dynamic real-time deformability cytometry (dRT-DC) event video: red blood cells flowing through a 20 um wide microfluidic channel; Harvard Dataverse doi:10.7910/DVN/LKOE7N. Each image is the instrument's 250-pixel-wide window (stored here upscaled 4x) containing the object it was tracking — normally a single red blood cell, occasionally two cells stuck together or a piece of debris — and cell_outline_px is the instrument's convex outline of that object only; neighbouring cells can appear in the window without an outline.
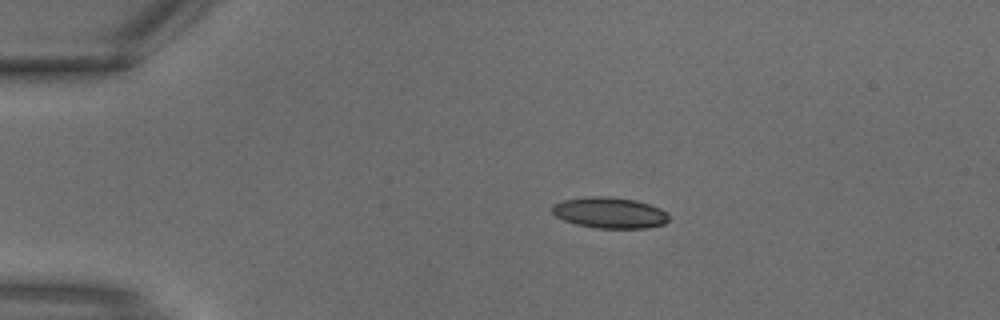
{"species": "common noctule bat (a hibernating species)", "species_latin": "Nyctalus noctula", "temperature_condition": "warm", "stored_images_in_passage": 2, "camera_frame_rate_fps": 3000, "um_per_image_px": 0.085, "animal": {"sex": "male", "body_mass_g": 18.8}, "frame": {"image": 1, "passage_image": 1, "time_ms": 0.0, "image_size_px": [1000, 320], "cell_outline_px": [[668, 220], [664, 224], [648, 228], [596, 228], [576, 224], [564, 220], [556, 216], [552, 212], [552, 204], [564, 200], [592, 196], [608, 196], [636, 200], [660, 208], [668, 212]], "centroid_in_image_um": [51.83, 18.08], "position_along_channel_um": 33.2, "area_um2": 21.1}}
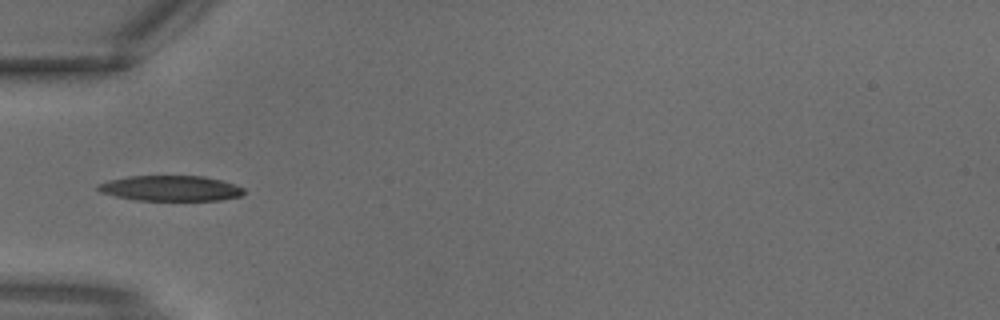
{"frame": {"image": 2, "passage_image": 2, "time_ms": 0.333, "image_size_px": [1000, 320], "cell_outline_px": [[244, 192], [240, 196], [220, 200], [136, 200], [116, 196], [100, 192], [96, 188], [96, 184], [108, 180], [128, 176], [204, 176], [220, 180], [244, 188]], "centroid_in_image_um": [14.45, 16.0], "position_along_channel_um": 70.6, "area_um2": 21.5}}